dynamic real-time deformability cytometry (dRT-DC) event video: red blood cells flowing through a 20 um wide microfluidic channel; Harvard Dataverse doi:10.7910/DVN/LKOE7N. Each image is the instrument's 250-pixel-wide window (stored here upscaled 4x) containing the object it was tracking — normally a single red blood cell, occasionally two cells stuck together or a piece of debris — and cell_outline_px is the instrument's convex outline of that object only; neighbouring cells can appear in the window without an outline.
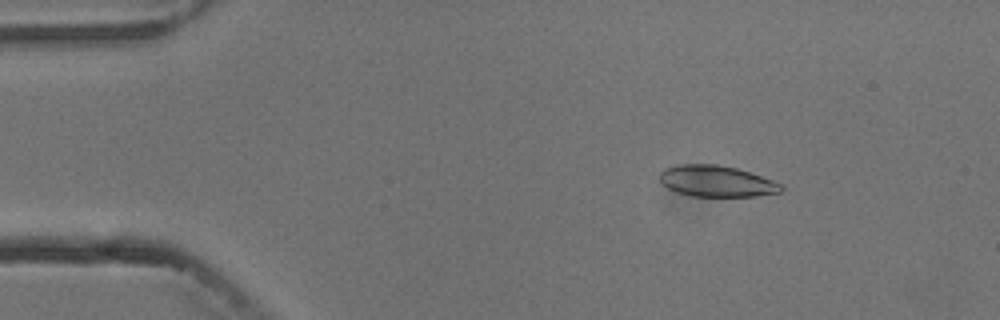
{"species": "common noctule bat (a hibernating species)", "species_latin": "Nyctalus noctula", "temperature_condition": "cold", "stored_images_in_passage": 6, "camera_frame_rate_fps": 3000, "um_per_image_px": 0.085, "animal": {"sex": "male", "body_mass_g": 13.3}, "frame": {"image": 1, "passage_image": 2, "time_ms": 2.333, "image_size_px": [1000, 320], "cell_outline_px": [[784, 188], [780, 192], [756, 196], [692, 196], [676, 192], [668, 188], [660, 180], [660, 172], [664, 168], [676, 164], [716, 164], [736, 168], [784, 184]], "centroid_in_image_um": [60.9, 15.4], "position_along_channel_um": 24.1, "area_um2": 22.08}}
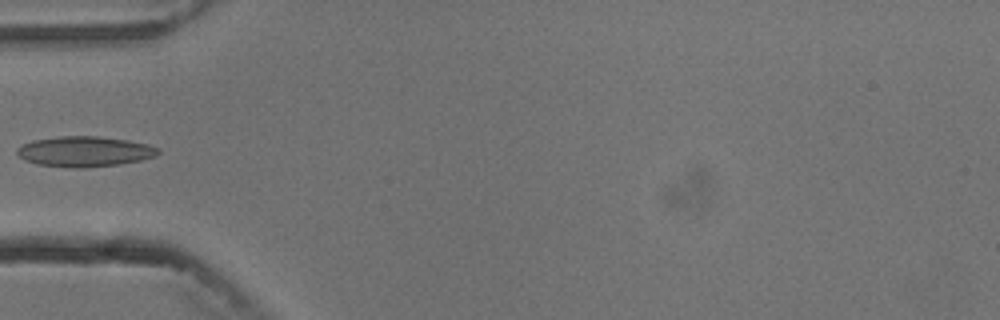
{"frame": {"image": 2, "passage_image": 5, "time_ms": 5.667, "image_size_px": [1000, 320], "cell_outline_px": [[160, 152], [156, 156], [140, 160], [120, 164], [84, 168], [72, 168], [36, 164], [24, 160], [16, 152], [16, 148], [32, 140], [60, 136], [100, 136], [128, 140], [148, 144], [160, 148]], "centroid_in_image_um": [7.2, 12.88], "position_along_channel_um": 77.8, "area_um2": 25.14}}
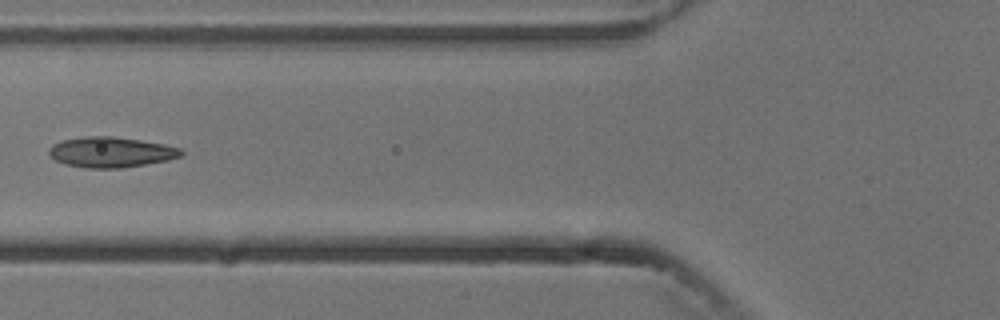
{"frame": {"image": 3, "passage_image": 6, "time_ms": 6.667, "image_size_px": [1000, 320], "cell_outline_px": [[184, 156], [168, 160], [120, 168], [84, 168], [64, 164], [56, 160], [48, 152], [48, 148], [52, 144], [64, 140], [84, 136], [112, 136], [140, 140], [164, 144], [180, 148], [184, 152]], "centroid_in_image_um": [9.44, 12.93], "position_along_channel_um": 116.4, "area_um2": 23.47}}